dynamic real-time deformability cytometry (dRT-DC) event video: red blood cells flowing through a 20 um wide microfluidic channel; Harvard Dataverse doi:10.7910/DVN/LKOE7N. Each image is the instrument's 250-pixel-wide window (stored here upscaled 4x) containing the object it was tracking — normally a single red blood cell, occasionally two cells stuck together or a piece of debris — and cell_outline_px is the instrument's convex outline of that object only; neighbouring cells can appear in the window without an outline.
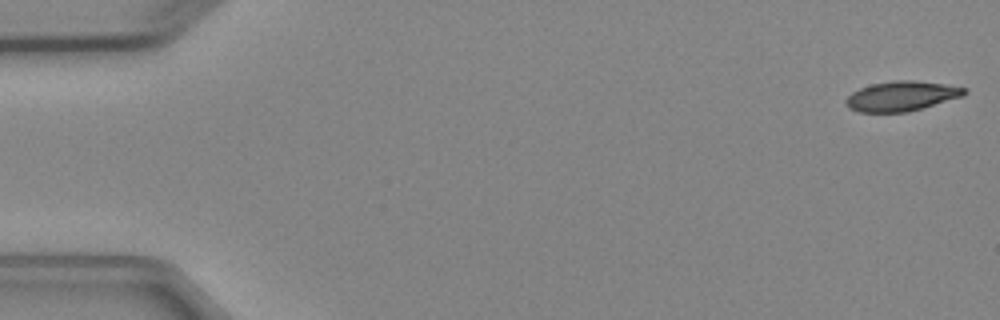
{"species": "Egyptian fruit bat (a non-hibernating species)", "species_latin": "Rousettus aegyptiacus", "temperature_condition": "cold", "stored_images_in_passage": 5, "camera_frame_rate_fps": 3000, "um_per_image_px": 0.085, "animal": {"sex": "female"}, "frame": {"image": 1, "passage_image": 1, "time_ms": 0.0, "image_size_px": [1000, 320], "cell_outline_px": [[968, 92], [964, 96], [908, 112], [860, 112], [848, 108], [844, 104], [844, 100], [852, 92], [860, 88], [872, 84], [896, 80], [916, 80], [944, 84], [968, 88]], "centroid_in_image_um": [76.64, 8.17], "position_along_channel_um": 8.4, "area_um2": 20.75}}